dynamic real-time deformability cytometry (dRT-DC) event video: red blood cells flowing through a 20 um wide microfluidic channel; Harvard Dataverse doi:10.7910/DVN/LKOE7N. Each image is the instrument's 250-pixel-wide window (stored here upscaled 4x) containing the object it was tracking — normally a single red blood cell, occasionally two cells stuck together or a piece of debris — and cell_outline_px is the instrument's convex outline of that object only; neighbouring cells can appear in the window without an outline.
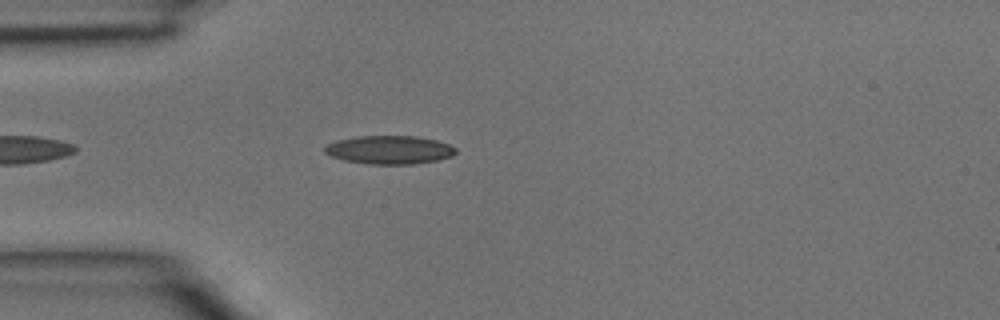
{"species": "common noctule bat (a hibernating species)", "species_latin": "Nyctalus noctula", "temperature_condition": "room temperature", "stored_images_in_passage": 16, "camera_frame_rate_fps": 3000, "um_per_image_px": 0.085, "animal": {"sex": "male", "body_mass_g": 15.6}, "frame": {"image": 1, "passage_image": 3, "time_ms": 0.667, "image_size_px": [1000, 320], "cell_outline_px": [[456, 152], [452, 156], [436, 160], [412, 164], [368, 164], [344, 160], [332, 156], [324, 152], [324, 148], [328, 144], [336, 140], [360, 136], [416, 136], [436, 140], [448, 144], [456, 148]], "centroid_in_image_um": [33.1, 12.73], "position_along_channel_um": 51.9, "area_um2": 21.56}}
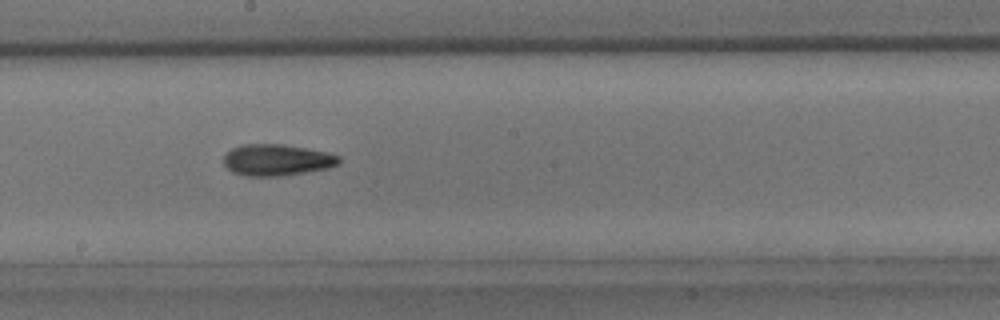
{"frame": {"image": 2, "passage_image": 14, "time_ms": 4.333, "image_size_px": [1000, 320], "cell_outline_px": [[340, 164], [328, 168], [276, 176], [244, 176], [232, 172], [224, 164], [224, 156], [232, 148], [240, 144], [284, 144], [324, 152], [340, 156]], "centroid_in_image_um": [23.5, 13.59], "position_along_channel_um": 224.7, "area_um2": 20.92}}